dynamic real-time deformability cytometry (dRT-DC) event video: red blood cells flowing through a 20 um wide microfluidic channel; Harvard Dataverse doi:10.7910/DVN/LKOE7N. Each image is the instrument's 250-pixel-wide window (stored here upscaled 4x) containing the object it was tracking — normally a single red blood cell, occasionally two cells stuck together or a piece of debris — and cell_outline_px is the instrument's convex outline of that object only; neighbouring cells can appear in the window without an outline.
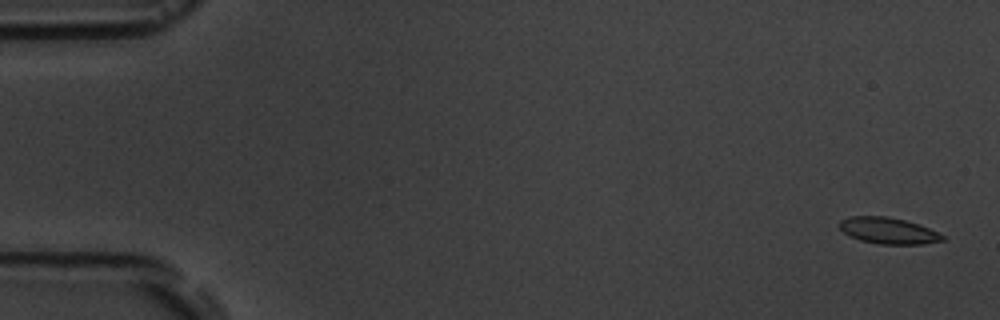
{"species": "common noctule bat (a hibernating species)", "species_latin": "Nyctalus noctula", "temperature_condition": "room temperature", "stored_images_in_passage": 5, "camera_frame_rate_fps": 3000, "um_per_image_px": 0.085, "animal": {"sex": "male", "body_mass_g": 19.5, "forearm_length_mm": 54.6}, "frame": {"image": 1, "passage_image": 1, "time_ms": 0.0, "image_size_px": [1000, 320], "cell_outline_px": [[944, 240], [924, 244], [880, 244], [860, 240], [848, 236], [836, 224], [840, 220], [848, 216], [888, 216], [920, 224], [944, 236]], "centroid_in_image_um": [75.45, 19.6], "position_along_channel_um": 9.6, "area_um2": 15.9}}